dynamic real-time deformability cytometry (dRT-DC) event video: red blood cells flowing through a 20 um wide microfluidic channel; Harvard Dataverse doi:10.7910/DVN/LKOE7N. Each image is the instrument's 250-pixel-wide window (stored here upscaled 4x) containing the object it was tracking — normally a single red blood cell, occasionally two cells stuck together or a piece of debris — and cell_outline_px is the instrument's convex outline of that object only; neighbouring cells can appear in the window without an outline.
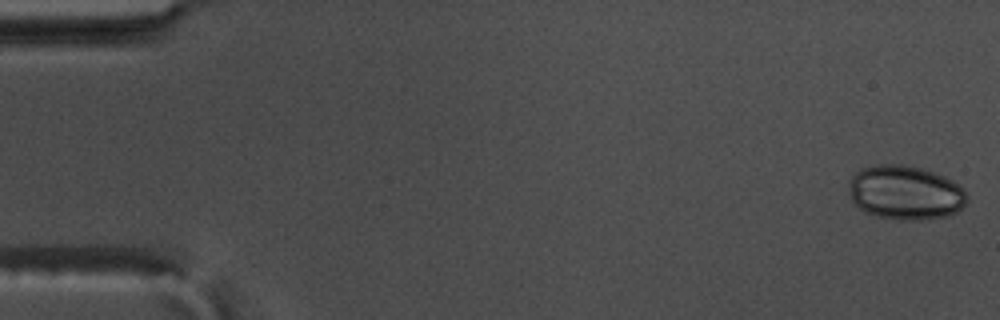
{"species": "common noctule bat (a hibernating species)", "species_latin": "Nyctalus noctula", "temperature_condition": "warm", "stored_images_in_passage": 58, "camera_frame_rate_fps": 3000, "um_per_image_px": 0.085, "animal": {"sex": "male", "body_mass_g": 17.5, "forearm_length_mm": 52.3}, "frame": {"image": 1, "passage_image": 1, "time_ms": 0.0, "image_size_px": [1000, 320], "cell_outline_px": [[968, 200], [956, 212], [948, 216], [920, 220], [900, 220], [876, 216], [864, 212], [852, 200], [848, 192], [848, 180], [860, 168], [876, 164], [904, 164], [928, 168], [952, 180], [968, 196]], "centroid_in_image_um": [76.92, 16.35], "position_along_channel_um": 8.1, "area_um2": 37.86}}
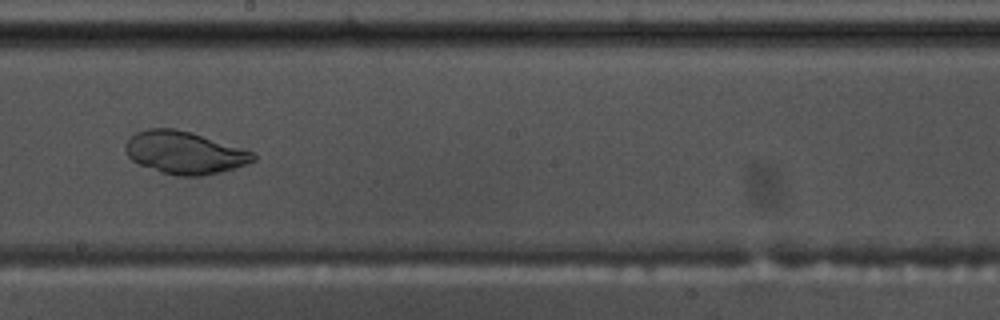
{"frame": {"image": 2, "passage_image": 33, "time_ms": 10.667, "image_size_px": [1000, 320], "cell_outline_px": [[256, 160], [248, 164], [220, 172], [200, 176], [176, 176], [160, 172], [140, 164], [132, 160], [128, 156], [124, 148], [124, 144], [136, 132], [148, 128], [176, 128], [192, 132], [252, 152], [256, 156]], "centroid_in_image_um": [15.66, 12.97], "position_along_channel_um": 232.5, "area_um2": 31.56}}
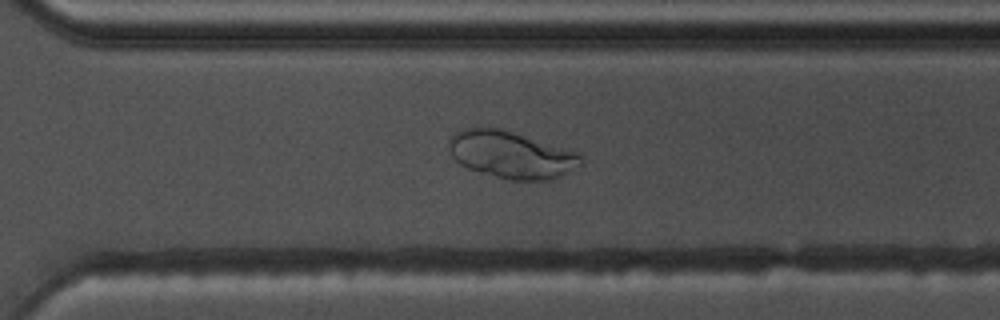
{"frame": {"image": 3, "passage_image": 41, "time_ms": 13.333, "image_size_px": [1000, 320], "cell_outline_px": [[584, 164], [552, 180], [512, 180], [496, 176], [468, 168], [460, 164], [452, 156], [448, 140], [460, 128], [500, 128], [580, 152], [584, 160]], "centroid_in_image_um": [43.51, 13.15], "position_along_channel_um": 327.1, "area_um2": 36.24}}